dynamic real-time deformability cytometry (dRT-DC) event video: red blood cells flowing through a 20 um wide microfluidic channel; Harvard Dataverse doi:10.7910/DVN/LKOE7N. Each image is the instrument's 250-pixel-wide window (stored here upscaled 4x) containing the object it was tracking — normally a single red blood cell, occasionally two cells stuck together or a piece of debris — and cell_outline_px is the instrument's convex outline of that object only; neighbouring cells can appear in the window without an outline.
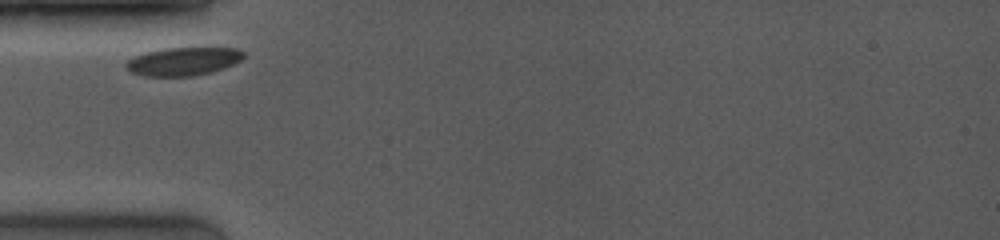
{"species": "common noctule bat (a hibernating species)", "species_latin": "Nyctalus noctula", "temperature_condition": "room temperature", "stored_images_in_passage": 2, "camera_frame_rate_fps": 4000, "um_per_image_px": 0.085, "animal": {"sex": "female", "body_mass_g": 19.0, "forearm_length_mm": 53.3}, "frame": {"image": 1, "passage_image": 1, "time_ms": 0.0, "image_size_px": [1000, 240], "cell_outline_px": [[244, 56], [240, 60], [232, 64], [212, 72], [192, 76], [144, 76], [132, 72], [124, 64], [128, 60], [144, 52], [164, 48], [236, 48], [244, 52]], "centroid_in_image_um": [15.56, 5.21], "position_along_channel_um": 69.4, "area_um2": 19.13}}